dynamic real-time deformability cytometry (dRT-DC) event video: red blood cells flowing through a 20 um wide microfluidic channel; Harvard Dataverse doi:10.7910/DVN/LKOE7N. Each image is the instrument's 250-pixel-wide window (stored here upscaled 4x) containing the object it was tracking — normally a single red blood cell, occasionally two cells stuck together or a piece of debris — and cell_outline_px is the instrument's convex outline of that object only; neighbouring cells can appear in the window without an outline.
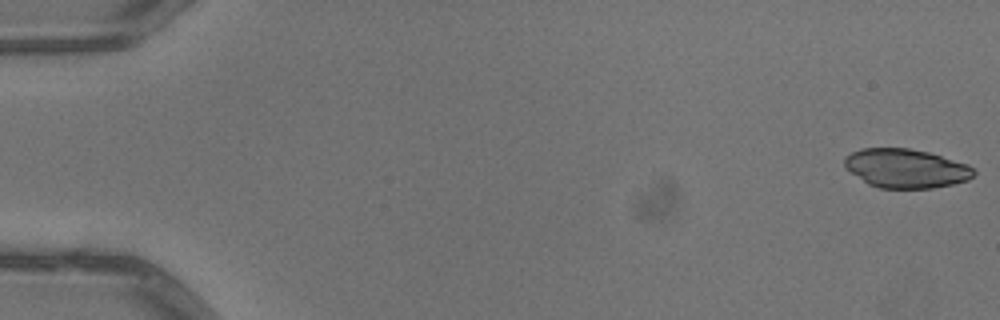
{"species": "common noctule bat (a hibernating species)", "species_latin": "Nyctalus noctula", "temperature_condition": "warm", "stored_images_in_passage": 5, "camera_frame_rate_fps": 3000, "um_per_image_px": 0.085, "animal": {"sex": "male", "body_mass_g": 13.3}, "frame": {"image": 1, "passage_image": 1, "time_ms": 0.0, "image_size_px": [1000, 320], "cell_outline_px": [[976, 172], [968, 180], [952, 184], [932, 188], [880, 188], [868, 184], [852, 172], [844, 164], [844, 156], [860, 148], [908, 148], [928, 152], [968, 164]], "centroid_in_image_um": [77.0, 14.3], "position_along_channel_um": 8.0, "area_um2": 29.19}}
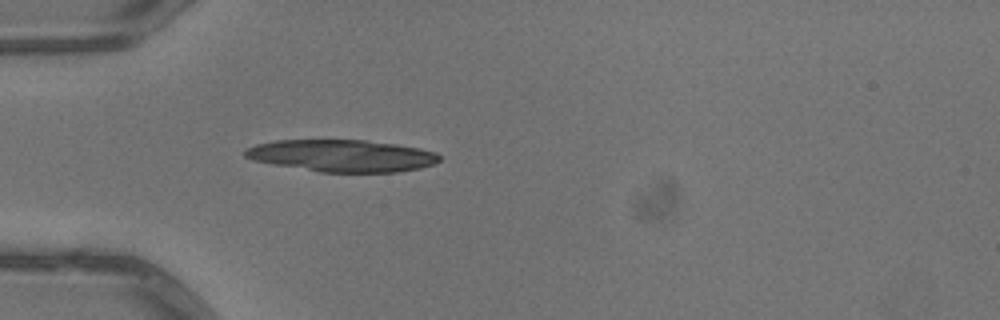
{"frame": {"image": 2, "passage_image": 5, "time_ms": 1.333, "image_size_px": [1000, 320], "cell_outline_px": [[440, 160], [432, 164], [420, 168], [396, 172], [320, 172], [272, 164], [252, 160], [244, 156], [244, 148], [256, 144], [276, 140], [364, 140], [396, 144], [420, 148], [436, 152], [440, 156]], "centroid_in_image_um": [29.04, 13.23], "position_along_channel_um": 56.0, "area_um2": 36.36}}